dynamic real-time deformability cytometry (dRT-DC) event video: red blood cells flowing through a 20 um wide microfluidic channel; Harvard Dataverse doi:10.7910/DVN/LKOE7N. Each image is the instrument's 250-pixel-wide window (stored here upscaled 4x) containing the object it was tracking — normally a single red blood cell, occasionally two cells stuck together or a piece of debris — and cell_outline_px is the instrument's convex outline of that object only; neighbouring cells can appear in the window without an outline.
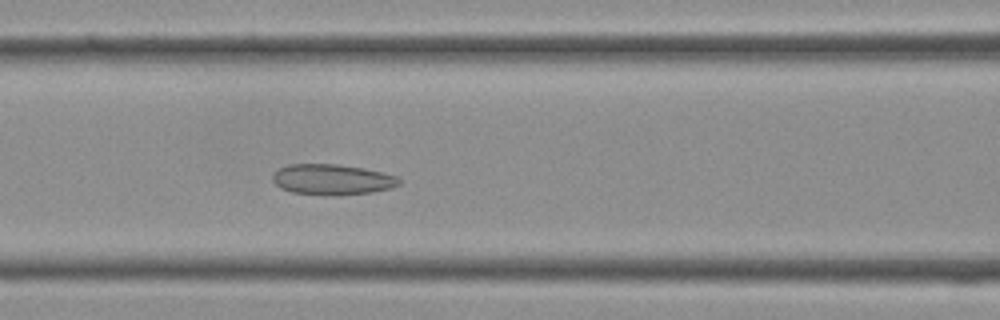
{"species": "Egyptian fruit bat (a non-hibernating species)", "species_latin": "Rousettus aegyptiacus", "temperature_condition": "cold", "stored_images_in_passage": 38, "camera_frame_rate_fps": 3000, "um_per_image_px": 0.085, "frame": {"image": 1, "passage_image": 15, "time_ms": 4.667, "image_size_px": [1000, 320], "cell_outline_px": [[400, 184], [392, 188], [372, 192], [336, 196], [324, 196], [292, 192], [280, 188], [272, 180], [272, 172], [288, 164], [336, 164], [360, 168], [380, 172], [396, 176], [400, 180]], "centroid_in_image_um": [28.19, 15.27], "position_along_channel_um": 138.4, "area_um2": 22.72}}
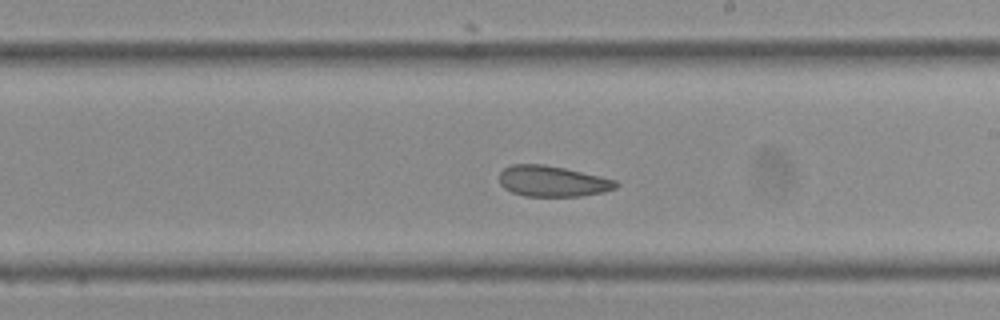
{"frame": {"image": 2, "passage_image": 21, "time_ms": 6.667, "image_size_px": [1000, 320], "cell_outline_px": [[620, 184], [616, 188], [600, 192], [580, 196], [524, 196], [512, 192], [504, 188], [500, 184], [500, 172], [504, 168], [512, 164], [544, 164], [564, 168], [600, 176], [616, 180]], "centroid_in_image_um": [46.94, 15.4], "position_along_channel_um": 242.1, "area_um2": 20.87}}
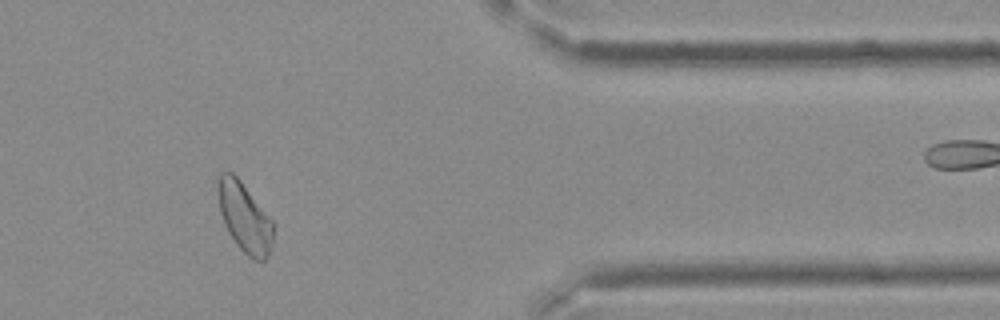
{"frame": {"image": 3, "passage_image": 31, "time_ms": 10.0, "image_size_px": [1000, 320], "cell_outline_px": [[272, 244], [268, 256], [264, 260], [252, 260], [236, 244], [228, 232], [224, 224], [220, 212], [220, 172], [232, 172], [240, 180], [272, 220]], "centroid_in_image_um": [20.81, 18.53], "position_along_channel_um": 390.6, "area_um2": 21.68}}